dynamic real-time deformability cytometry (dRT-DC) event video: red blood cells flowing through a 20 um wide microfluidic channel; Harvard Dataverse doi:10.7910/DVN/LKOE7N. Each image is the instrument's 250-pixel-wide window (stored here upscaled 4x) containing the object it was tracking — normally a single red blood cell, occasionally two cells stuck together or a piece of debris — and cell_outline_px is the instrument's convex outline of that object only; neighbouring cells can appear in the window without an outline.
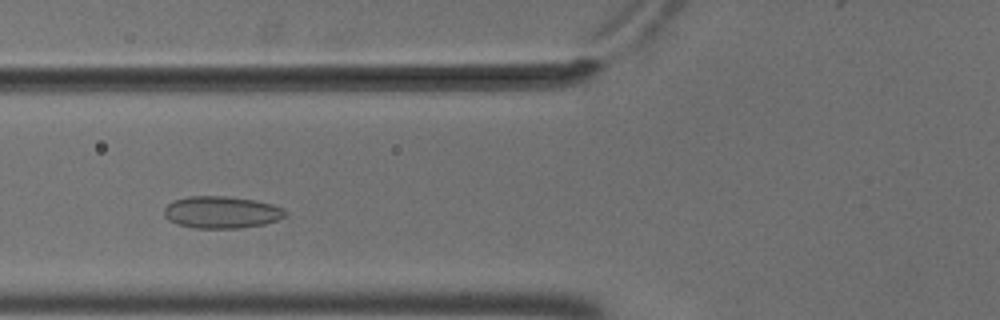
{"species": "common noctule bat (a hibernating species)", "species_latin": "Nyctalus noctula", "temperature_condition": "cold", "stored_images_in_passage": 8, "camera_frame_rate_fps": 3000, "um_per_image_px": 0.085, "animal": {"sex": "male", "body_mass_g": 18.8}, "frame": {"image": 1, "passage_image": 4, "time_ms": 1.0, "image_size_px": [1000, 320], "cell_outline_px": [[288, 212], [280, 220], [264, 224], [240, 228], [192, 228], [176, 224], [168, 220], [164, 216], [164, 208], [172, 200], [188, 196], [228, 196], [256, 200], [272, 204], [284, 208]], "centroid_in_image_um": [18.83, 18.04], "position_along_channel_um": 107.0, "area_um2": 23.0}}
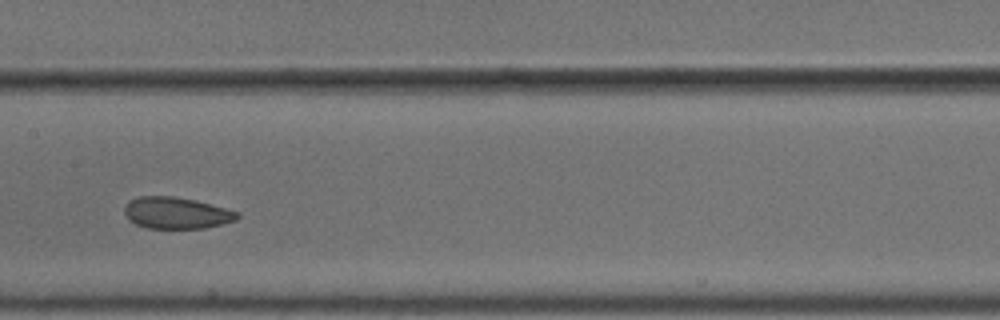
{"frame": {"image": 2, "passage_image": 6, "time_ms": 1.667, "image_size_px": [1000, 320], "cell_outline_px": [[240, 216], [236, 220], [204, 228], [148, 228], [136, 224], [128, 220], [124, 212], [124, 208], [128, 200], [140, 196], [172, 196], [196, 200], [240, 212]], "centroid_in_image_um": [14.98, 18.09], "position_along_channel_um": 192.4, "area_um2": 20.81}}
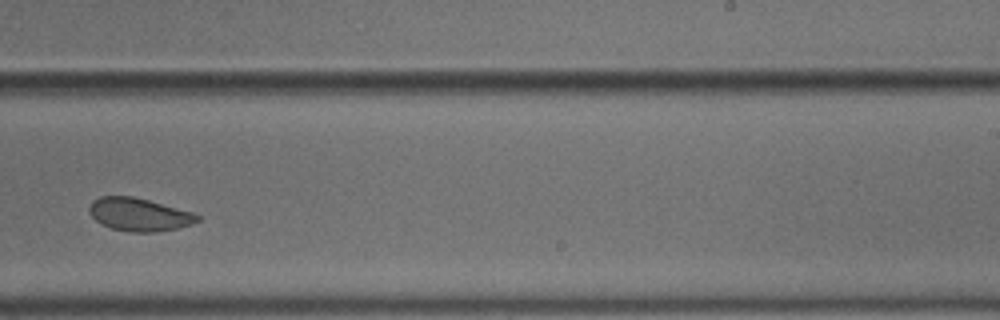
{"frame": {"image": 3, "passage_image": 8, "time_ms": 2.333, "image_size_px": [1000, 320], "cell_outline_px": [[200, 220], [192, 224], [176, 228], [156, 232], [132, 232], [112, 228], [100, 224], [88, 212], [88, 208], [92, 200], [100, 196], [132, 196], [148, 200], [192, 212], [200, 216]], "centroid_in_image_um": [11.79, 18.23], "position_along_channel_um": 277.2, "area_um2": 20.75}}